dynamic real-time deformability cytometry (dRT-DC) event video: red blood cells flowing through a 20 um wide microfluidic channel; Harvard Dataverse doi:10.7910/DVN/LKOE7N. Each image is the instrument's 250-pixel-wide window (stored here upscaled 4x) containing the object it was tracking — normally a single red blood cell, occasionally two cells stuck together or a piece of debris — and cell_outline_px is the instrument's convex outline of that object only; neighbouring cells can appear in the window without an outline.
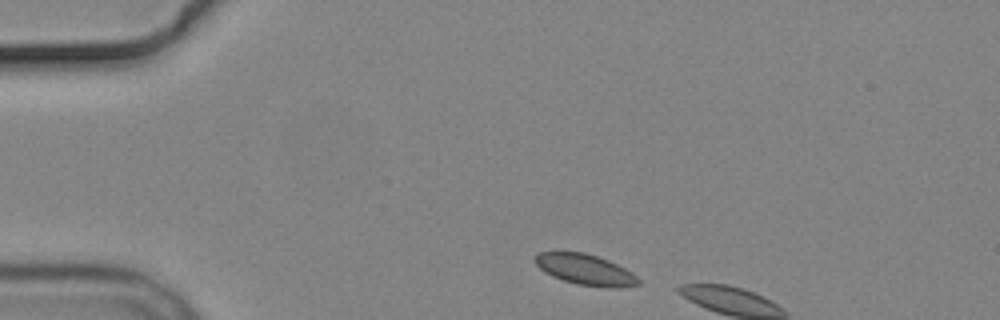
{"species": "common noctule bat (a hibernating species)", "species_latin": "Nyctalus noctula", "temperature_condition": "cold", "stored_images_in_passage": 2, "camera_frame_rate_fps": 3000, "um_per_image_px": 0.085, "animal": {"sex": "male", "body_mass_g": 19.2, "forearm_length_mm": 51.8}, "frame": {"image": 1, "passage_image": 1, "time_ms": 0.0, "image_size_px": [1000, 320], "cell_outline_px": [[640, 284], [612, 288], [608, 288], [576, 284], [552, 276], [544, 272], [532, 260], [540, 252], [584, 252], [608, 260], [632, 272], [640, 280]], "centroid_in_image_um": [49.74, 22.92], "position_along_channel_um": 35.3, "area_um2": 18.38}}